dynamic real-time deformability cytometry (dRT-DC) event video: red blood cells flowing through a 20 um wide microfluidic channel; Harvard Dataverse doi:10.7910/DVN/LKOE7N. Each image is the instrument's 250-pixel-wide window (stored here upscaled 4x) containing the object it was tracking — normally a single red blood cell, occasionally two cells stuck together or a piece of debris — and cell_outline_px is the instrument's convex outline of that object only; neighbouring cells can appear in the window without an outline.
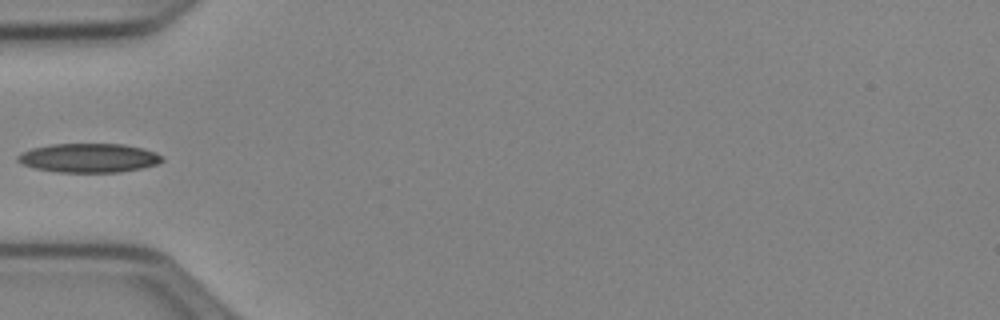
{"species": "Egyptian fruit bat (a non-hibernating species)", "species_latin": "Rousettus aegyptiacus", "temperature_condition": "cold", "stored_images_in_passage": 35, "camera_frame_rate_fps": 3000, "um_per_image_px": 0.085, "animal": {"sex": "female"}, "frame": {"image": 1, "passage_image": 1, "time_ms": 0.0, "image_size_px": [1000, 320], "cell_outline_px": [[164, 160], [156, 164], [140, 168], [120, 172], [56, 172], [36, 168], [24, 164], [16, 160], [16, 156], [20, 152], [32, 148], [52, 144], [124, 144], [144, 148], [156, 152], [164, 156]], "centroid_in_image_um": [7.56, 13.41], "position_along_channel_um": 77.4, "area_um2": 24.51}}
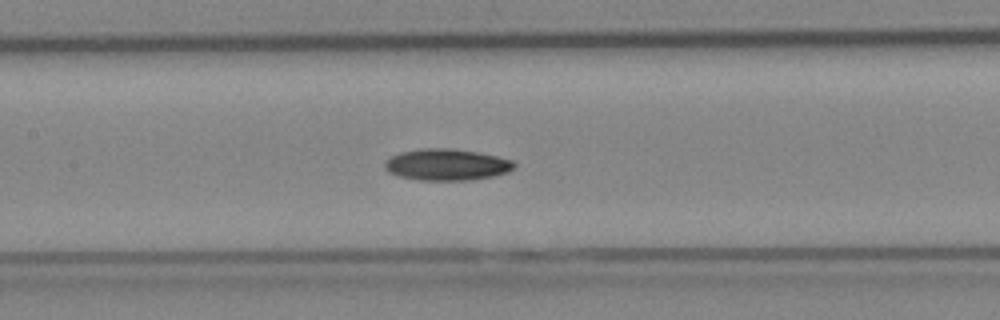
{"frame": {"image": 2, "passage_image": 8, "time_ms": 2.333, "image_size_px": [1000, 320], "cell_outline_px": [[516, 168], [508, 172], [492, 176], [468, 180], [420, 180], [396, 176], [388, 172], [384, 168], [384, 160], [400, 152], [420, 148], [452, 148], [476, 152], [496, 156], [512, 160], [516, 164]], "centroid_in_image_um": [37.94, 13.99], "position_along_channel_um": 169.5, "area_um2": 23.93}}
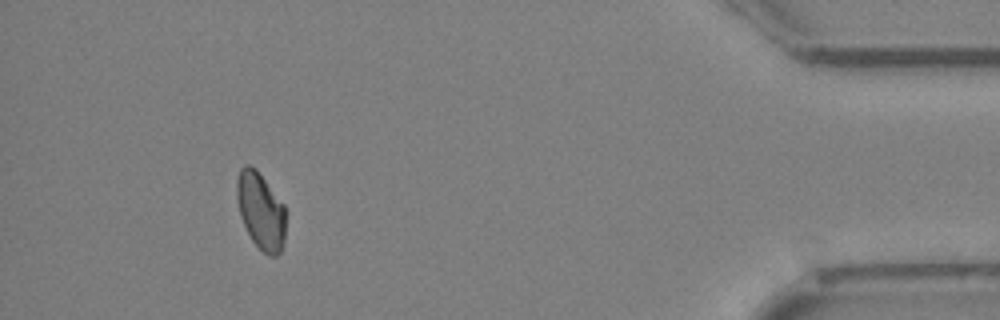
{"frame": {"image": 3, "passage_image": 31, "time_ms": 10.0, "image_size_px": [1000, 320], "cell_outline_px": [[284, 240], [280, 252], [276, 256], [268, 256], [252, 240], [240, 216], [236, 196], [236, 180], [240, 168], [244, 164], [248, 164], [256, 168], [284, 204]], "centroid_in_image_um": [22.14, 17.88], "position_along_channel_um": 413.1, "area_um2": 21.85}}